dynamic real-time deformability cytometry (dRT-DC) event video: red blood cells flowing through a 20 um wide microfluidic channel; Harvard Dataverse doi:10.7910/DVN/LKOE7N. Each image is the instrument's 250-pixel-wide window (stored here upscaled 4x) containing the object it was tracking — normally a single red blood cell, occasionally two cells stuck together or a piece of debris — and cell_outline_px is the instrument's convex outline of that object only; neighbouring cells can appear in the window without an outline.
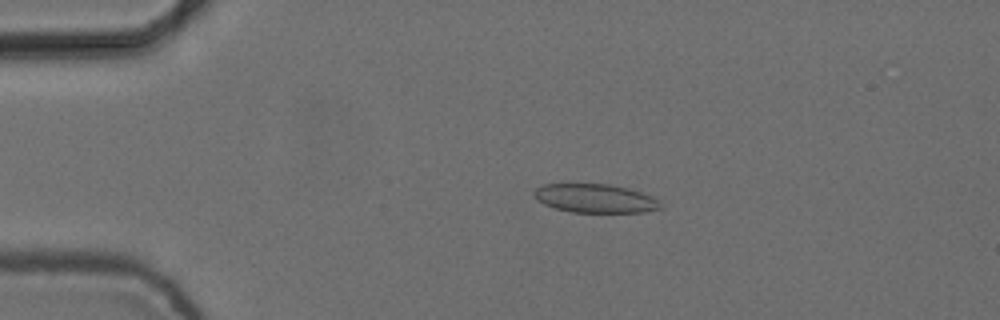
{"species": "common noctule bat (a hibernating species)", "species_latin": "Nyctalus noctula", "temperature_condition": "cold", "stored_images_in_passage": 3, "camera_frame_rate_fps": 3000, "um_per_image_px": 0.085, "animal": {"sex": "female", "body_mass_g": 24.6, "forearm_length_mm": 56.2}, "frame": {"image": 1, "passage_image": 1, "time_ms": 0.0, "image_size_px": [1000, 320], "cell_outline_px": [[664, 208], [644, 212], [572, 212], [556, 208], [544, 204], [532, 196], [532, 192], [536, 188], [544, 184], [608, 184], [628, 188], [652, 196]], "centroid_in_image_um": [50.57, 16.86], "position_along_channel_um": 34.4, "area_um2": 21.1}}
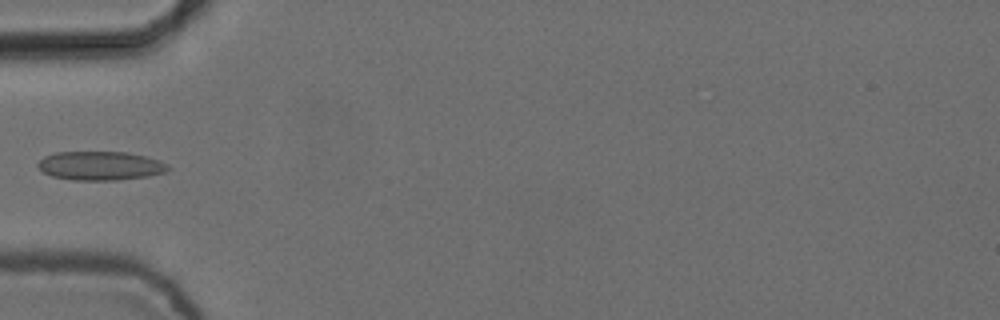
{"frame": {"image": 2, "passage_image": 3, "time_ms": 0.667, "image_size_px": [1000, 320], "cell_outline_px": [[172, 168], [164, 172], [148, 176], [116, 180], [72, 180], [52, 176], [44, 172], [36, 164], [44, 156], [56, 152], [128, 152], [160, 160], [168, 164]], "centroid_in_image_um": [8.55, 14.09], "position_along_channel_um": 76.5, "area_um2": 21.91}}